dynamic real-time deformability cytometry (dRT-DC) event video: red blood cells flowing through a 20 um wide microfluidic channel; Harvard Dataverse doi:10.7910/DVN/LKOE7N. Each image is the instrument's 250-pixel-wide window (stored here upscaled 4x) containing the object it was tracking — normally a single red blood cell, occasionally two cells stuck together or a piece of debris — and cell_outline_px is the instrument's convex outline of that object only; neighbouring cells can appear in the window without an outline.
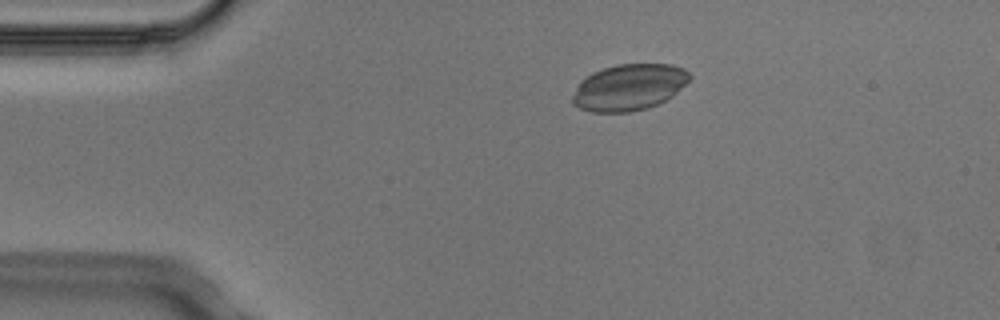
{"species": "Egyptian fruit bat (a non-hibernating species)", "species_latin": "Rousettus aegyptiacus", "temperature_condition": "cold", "stored_images_in_passage": 5, "camera_frame_rate_fps": 3000, "um_per_image_px": 0.085, "animal": {"sex": "male"}, "frame": {"image": 1, "passage_image": 3, "time_ms": 0.667, "image_size_px": [1000, 320], "cell_outline_px": [[692, 76], [672, 96], [648, 108], [628, 112], [592, 112], [580, 108], [572, 104], [572, 96], [580, 80], [592, 72], [616, 64], [672, 64], [684, 68]], "centroid_in_image_um": [53.44, 7.41], "position_along_channel_um": 31.6, "area_um2": 31.56}}
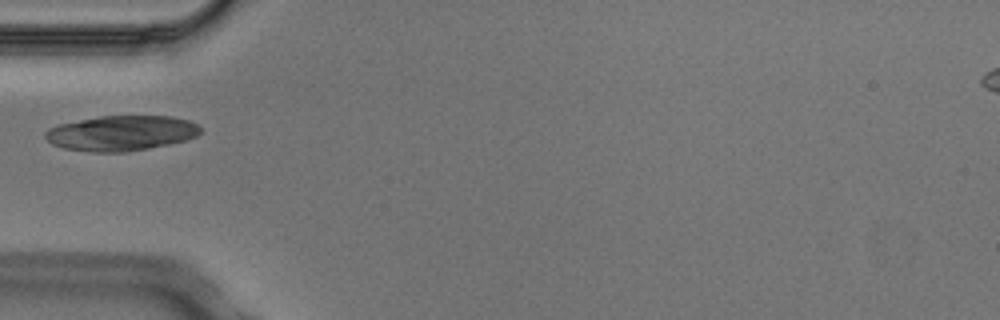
{"frame": {"image": 2, "passage_image": 5, "time_ms": 1.333, "image_size_px": [1000, 320], "cell_outline_px": [[200, 132], [196, 136], [188, 140], [148, 148], [124, 152], [92, 152], [64, 148], [52, 144], [44, 136], [44, 132], [48, 128], [56, 124], [100, 116], [172, 116], [188, 120], [196, 124], [200, 128]], "centroid_in_image_um": [10.28, 11.31], "position_along_channel_um": 74.7, "area_um2": 31.85}}